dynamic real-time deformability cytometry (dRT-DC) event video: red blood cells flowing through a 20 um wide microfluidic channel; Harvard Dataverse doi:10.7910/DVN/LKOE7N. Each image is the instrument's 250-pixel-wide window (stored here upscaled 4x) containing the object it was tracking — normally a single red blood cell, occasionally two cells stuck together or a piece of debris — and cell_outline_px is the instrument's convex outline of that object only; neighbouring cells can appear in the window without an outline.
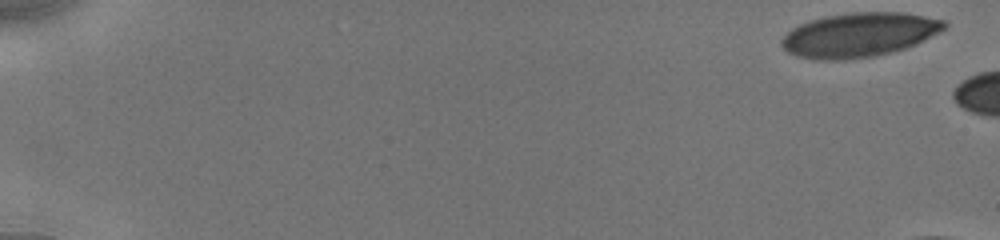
{"species": "human", "species_latin": "Homo sapiens", "temperature_condition": "cold", "stored_images_in_passage": 5, "camera_frame_rate_fps": 3000, "um_per_image_px": 0.085, "donor": {"sex": "male"}, "frame": {"image": 1, "passage_image": 1, "time_ms": 0.0, "image_size_px": [1000, 240], "cell_outline_px": [[948, 24], [944, 28], [916, 44], [892, 52], [872, 56], [844, 60], [816, 60], [796, 56], [788, 52], [780, 44], [780, 40], [792, 28], [808, 20], [824, 16], [852, 12], [900, 12], [924, 16], [944, 20]], "centroid_in_image_um": [72.97, 2.96], "position_along_channel_um": 12.0, "area_um2": 41.85}}